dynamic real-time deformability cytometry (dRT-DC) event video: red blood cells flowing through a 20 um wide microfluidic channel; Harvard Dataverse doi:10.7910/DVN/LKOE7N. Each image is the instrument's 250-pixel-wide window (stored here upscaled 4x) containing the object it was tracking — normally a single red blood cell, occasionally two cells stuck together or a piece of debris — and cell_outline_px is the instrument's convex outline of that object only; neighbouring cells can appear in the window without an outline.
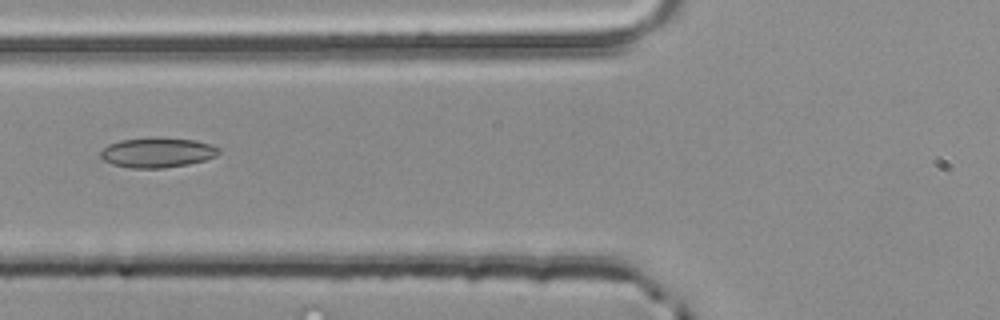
{"species": "common noctule bat (a hibernating species)", "species_latin": "Nyctalus noctula", "temperature_condition": "room temperature", "stored_images_in_passage": 4, "camera_frame_rate_fps": 3000, "um_per_image_px": 0.085, "animal": {"sex": "male", "body_mass_g": 20.4}, "frame": {"image": 1, "passage_image": 4, "time_ms": 1.0, "image_size_px": [1000, 320], "cell_outline_px": [[220, 152], [216, 156], [204, 160], [188, 164], [164, 168], [132, 168], [112, 164], [104, 160], [100, 156], [100, 152], [108, 144], [120, 140], [196, 140], [212, 144], [220, 148]], "centroid_in_image_um": [13.39, 13.01], "position_along_channel_um": 112.4, "area_um2": 19.83}}